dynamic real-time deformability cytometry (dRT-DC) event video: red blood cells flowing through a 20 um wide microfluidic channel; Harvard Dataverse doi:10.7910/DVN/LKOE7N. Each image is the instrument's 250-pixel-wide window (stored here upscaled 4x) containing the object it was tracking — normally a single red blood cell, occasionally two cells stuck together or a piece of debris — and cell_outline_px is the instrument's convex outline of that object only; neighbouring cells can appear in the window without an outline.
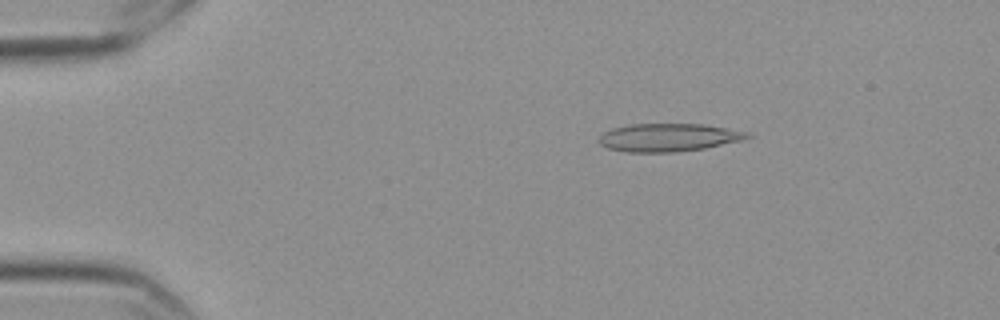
{"species": "Egyptian fruit bat (a non-hibernating species)", "species_latin": "Rousettus aegyptiacus", "temperature_condition": "cold", "stored_images_in_passage": 57, "camera_frame_rate_fps": 3000, "um_per_image_px": 0.085, "frame": {"image": 1, "passage_image": 10, "time_ms": 3.0, "image_size_px": [1000, 320], "cell_outline_px": [[752, 136], [740, 140], [704, 148], [672, 152], [628, 152], [608, 148], [600, 144], [596, 140], [604, 132], [612, 128], [632, 124], [704, 124], [752, 132]], "centroid_in_image_um": [56.82, 11.67], "position_along_channel_um": 28.2, "area_um2": 24.16}}
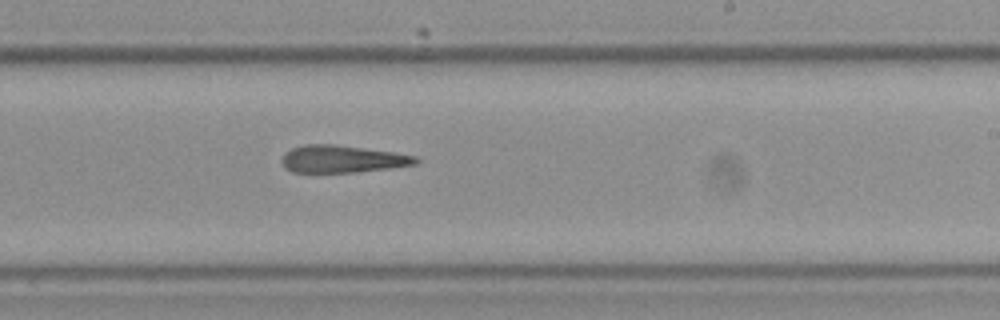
{"frame": {"image": 2, "passage_image": 35, "time_ms": 11.333, "image_size_px": [1000, 320], "cell_outline_px": [[420, 160], [416, 164], [392, 168], [356, 172], [292, 172], [284, 168], [280, 160], [284, 152], [292, 148], [304, 144], [332, 144], [396, 152], [416, 156]], "centroid_in_image_um": [29.08, 13.51], "position_along_channel_um": 259.9, "area_um2": 21.56}}
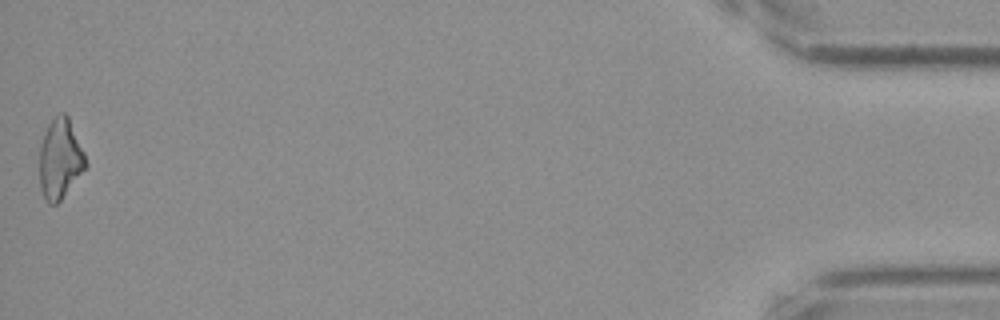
{"frame": {"image": 3, "passage_image": 57, "time_ms": 18.667, "image_size_px": [1000, 320], "cell_outline_px": [[88, 164], [60, 200], [56, 204], [48, 204], [40, 188], [40, 144], [48, 124], [60, 112], [64, 112], [68, 116], [84, 152]], "centroid_in_image_um": [5.1, 13.49], "position_along_channel_um": 430.1, "area_um2": 21.21}, "authors_computed_cell_mechanics": {"area_um2": 22.7154, "velocity_mm_per_s": 3.5599, "shape_relaxation_time_tau1_ms": null, "shape_relaxation_time_tau2_ms": 9.9706, "deformation_change_tau1": null, "deformation_change_tau2": 0.2949}}